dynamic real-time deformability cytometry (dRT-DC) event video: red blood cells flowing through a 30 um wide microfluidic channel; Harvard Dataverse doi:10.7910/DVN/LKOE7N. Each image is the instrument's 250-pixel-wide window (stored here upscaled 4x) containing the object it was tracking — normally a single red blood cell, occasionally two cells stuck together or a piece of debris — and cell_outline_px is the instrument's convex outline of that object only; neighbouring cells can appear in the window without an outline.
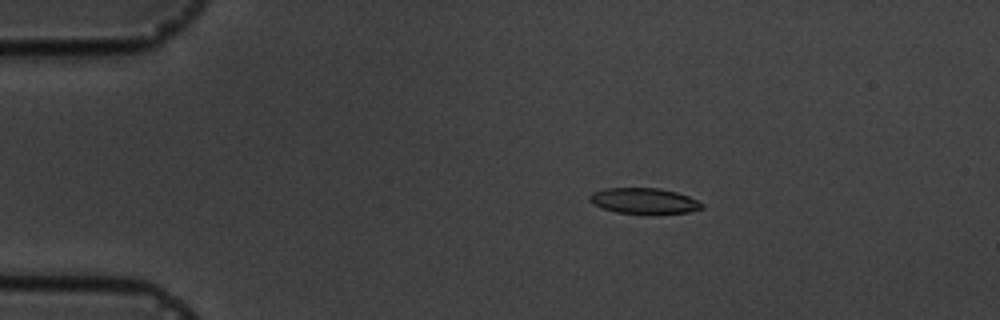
{"species": "common noctule bat (a hibernating species)", "species_latin": "Nyctalus noctula", "temperature_condition": "cold", "stored_images_in_passage": 5, "camera_frame_rate_fps": 3000, "um_per_image_px": 0.085, "animal": {"sex": "male", "body_mass_g": 19.5, "forearm_length_mm": 54.6}, "frame": {"image": 1, "passage_image": 3, "time_ms": 2.0, "image_size_px": [1000, 320], "cell_outline_px": [[704, 208], [688, 212], [616, 212], [604, 208], [588, 200], [588, 196], [592, 192], [604, 188], [660, 188], [676, 192], [688, 196], [704, 204]], "centroid_in_image_um": [54.73, 17.04], "position_along_channel_um": 30.3, "area_um2": 16.3}}
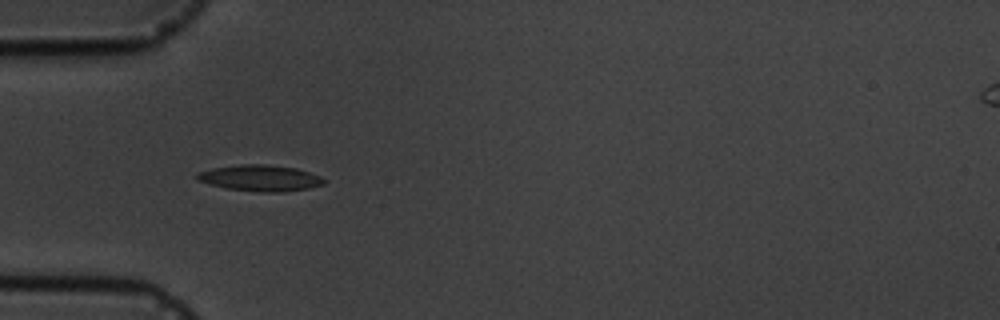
{"frame": {"image": 2, "passage_image": 5, "time_ms": 4.333, "image_size_px": [1000, 320], "cell_outline_px": [[324, 184], [308, 188], [284, 192], [260, 192], [224, 188], [208, 184], [196, 180], [196, 172], [212, 168], [240, 164], [268, 164], [296, 168], [320, 176], [324, 180]], "centroid_in_image_um": [22.06, 15.13], "position_along_channel_um": 62.9, "area_um2": 19.48}}